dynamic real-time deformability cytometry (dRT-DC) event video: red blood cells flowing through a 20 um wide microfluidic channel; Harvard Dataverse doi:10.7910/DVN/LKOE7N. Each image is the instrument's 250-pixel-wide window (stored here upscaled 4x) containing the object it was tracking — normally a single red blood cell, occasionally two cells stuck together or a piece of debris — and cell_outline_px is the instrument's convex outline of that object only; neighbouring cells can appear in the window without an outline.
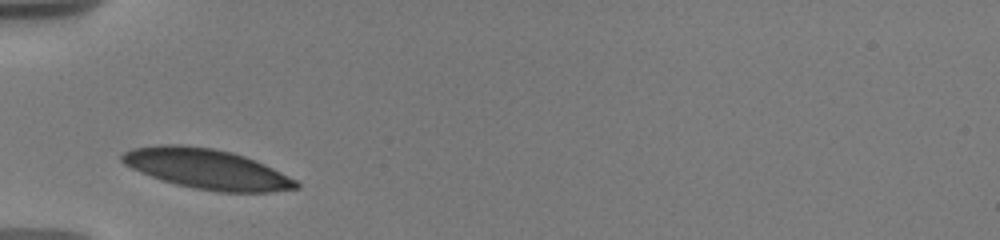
{"species": "human", "species_latin": "Homo sapiens", "temperature_condition": "warm", "stored_images_in_passage": 26, "camera_frame_rate_fps": 3000, "um_per_image_px": 0.085, "donor": {"sex": "male"}, "frame": {"image": 1, "passage_image": 1, "time_ms": 0.0, "image_size_px": [1000, 240], "cell_outline_px": [[300, 188], [268, 192], [220, 192], [196, 188], [176, 184], [140, 172], [124, 164], [120, 160], [120, 156], [124, 152], [132, 148], [156, 144], [180, 144], [212, 148], [232, 152], [244, 156], [264, 164], [296, 180], [300, 184]], "centroid_in_image_um": [17.56, 14.35], "position_along_channel_um": 67.4, "area_um2": 40.4}}
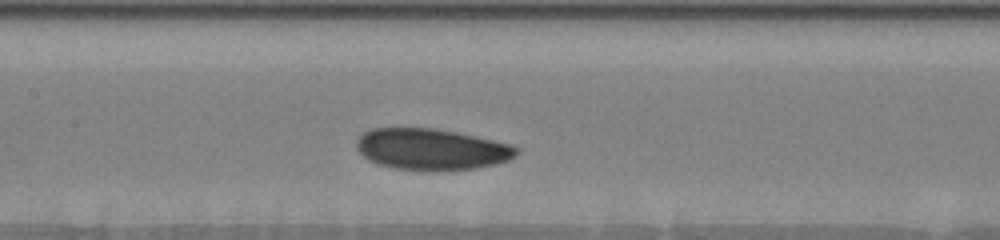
{"frame": {"image": 2, "passage_image": 8, "time_ms": 3.0, "image_size_px": [1000, 240], "cell_outline_px": [[520, 148], [516, 156], [508, 160], [496, 164], [476, 168], [432, 172], [396, 168], [376, 164], [368, 160], [356, 148], [356, 140], [364, 132], [372, 128], [436, 128], [456, 132], [492, 140], [508, 144]], "centroid_in_image_um": [36.66, 12.7], "position_along_channel_um": 170.7, "area_um2": 38.73}}
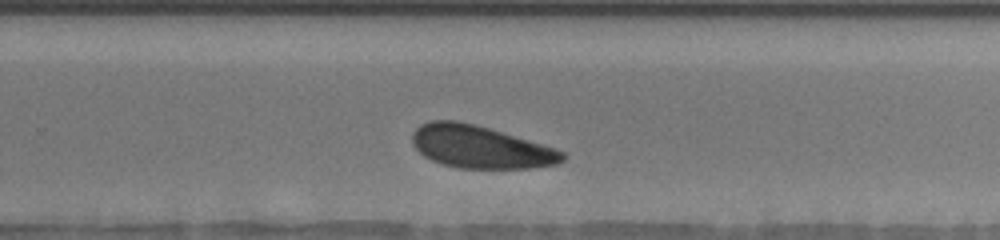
{"frame": {"image": 3, "passage_image": 17, "time_ms": 6.333, "image_size_px": [1000, 240], "cell_outline_px": [[564, 160], [556, 164], [532, 168], [460, 168], [444, 164], [432, 160], [424, 156], [412, 144], [412, 132], [420, 124], [432, 120], [456, 120], [488, 128], [556, 148], [564, 152]], "centroid_in_image_um": [40.81, 12.49], "position_along_channel_um": 289.0, "area_um2": 36.99}, "authors_computed_cell_mechanics": {"area_um2": 37.8301, "velocity_mm_per_s": 3.556, "shape_relaxation_time_tau1_ms": 1.7324, "shape_relaxation_time_tau2_ms": null, "deformation_change_tau1": 0.0635, "deformation_change_tau2": null}}